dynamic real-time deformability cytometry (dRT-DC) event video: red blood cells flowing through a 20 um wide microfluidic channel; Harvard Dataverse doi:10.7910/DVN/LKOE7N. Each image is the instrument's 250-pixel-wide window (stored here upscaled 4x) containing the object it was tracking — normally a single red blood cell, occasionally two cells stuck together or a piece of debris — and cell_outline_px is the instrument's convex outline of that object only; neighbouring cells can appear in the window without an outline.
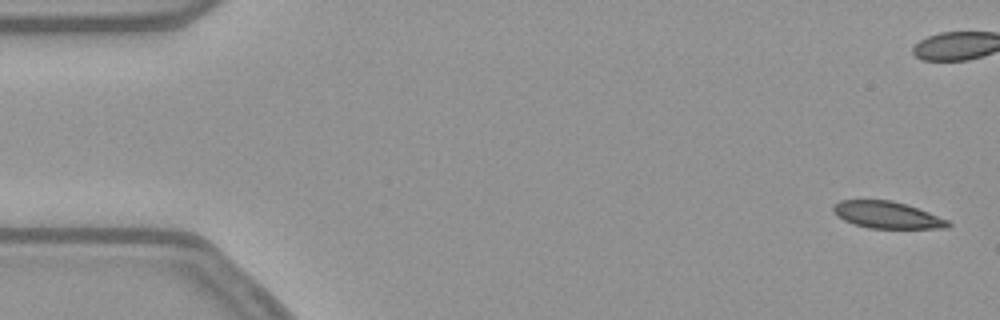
{"species": "common noctule bat (a hibernating species)", "species_latin": "Nyctalus noctula", "temperature_condition": "warm", "stored_images_in_passage": 54, "camera_frame_rate_fps": 3000, "um_per_image_px": 0.085, "animal": {"sex": "female", "body_mass_g": 21.9}, "frame": {"image": 1, "passage_image": 1, "time_ms": 0.0, "image_size_px": [1000, 320], "cell_outline_px": [[952, 224], [948, 228], [868, 228], [844, 220], [836, 216], [832, 208], [840, 200], [892, 200], [928, 212], [948, 220]], "centroid_in_image_um": [75.4, 18.27], "position_along_channel_um": 9.6, "area_um2": 17.74}}
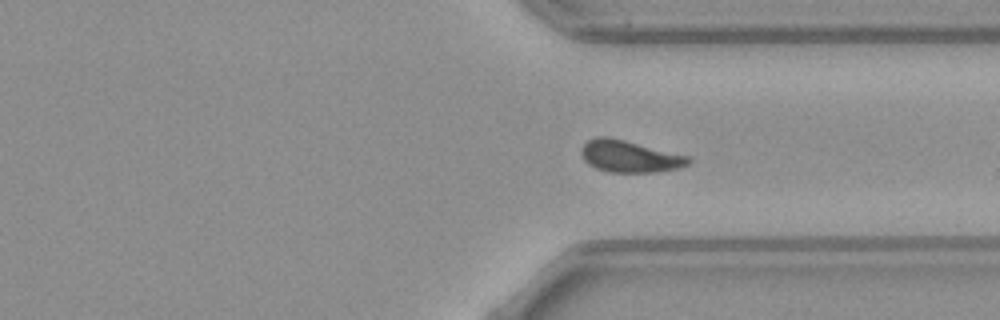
{"frame": {"image": 2, "passage_image": 39, "time_ms": 12.667, "image_size_px": [1000, 320], "cell_outline_px": [[692, 160], [688, 164], [676, 168], [656, 172], [608, 172], [596, 168], [588, 164], [584, 160], [580, 152], [580, 148], [588, 140], [596, 136], [608, 136], [688, 156]], "centroid_in_image_um": [53.46, 13.29], "position_along_channel_um": 357.9, "area_um2": 19.77}}
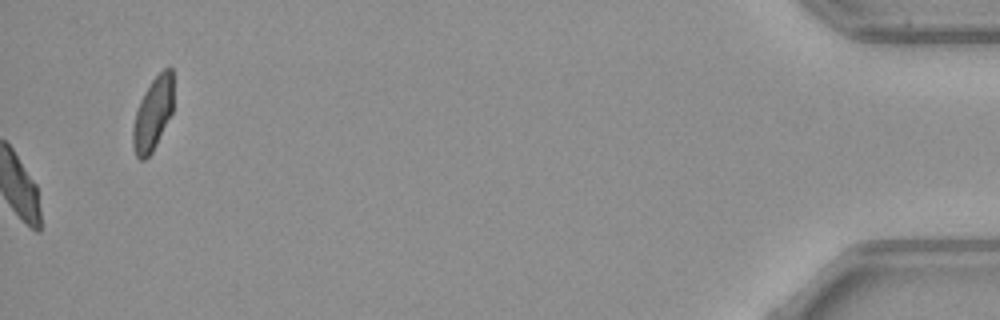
{"frame": {"image": 3, "passage_image": 54, "time_ms": 17.667, "image_size_px": [1000, 320], "cell_outline_px": [[172, 112], [152, 152], [144, 160], [140, 160], [136, 156], [132, 144], [132, 128], [136, 112], [140, 100], [144, 92], [152, 80], [164, 68], [172, 68]], "centroid_in_image_um": [12.97, 9.69], "position_along_channel_um": 422.2, "area_um2": 16.99}, "authors_computed_cell_mechanics": {"area_um2": 19.5653, "velocity_mm_per_s": 3.7871, "shape_relaxation_time_tau1_ms": 3.8332, "shape_relaxation_time_tau2_ms": 1.1782, "deformation_change_tau1": 0.1244, "deformation_change_tau2": 0.0686}}